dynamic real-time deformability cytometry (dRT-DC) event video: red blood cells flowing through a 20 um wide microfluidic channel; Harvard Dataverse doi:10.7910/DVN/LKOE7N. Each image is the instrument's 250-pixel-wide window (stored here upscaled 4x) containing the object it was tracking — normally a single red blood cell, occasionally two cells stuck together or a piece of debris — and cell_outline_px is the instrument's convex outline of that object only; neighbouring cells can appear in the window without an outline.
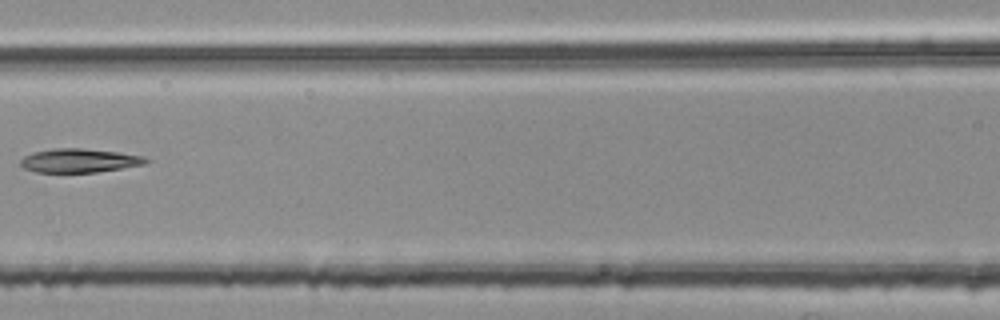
{"species": "common noctule bat (a hibernating species)", "species_latin": "Nyctalus noctula", "temperature_condition": "room temperature", "stored_images_in_passage": 6, "camera_frame_rate_fps": 3000, "um_per_image_px": 0.085, "animal": {"sex": "female", "body_mass_g": 25.1}, "frame": {"image": 1, "passage_image": 6, "time_ms": 1.667, "image_size_px": [1000, 320], "cell_outline_px": [[148, 160], [144, 164], [96, 172], [36, 172], [24, 168], [20, 164], [20, 160], [24, 156], [32, 152], [56, 148], [84, 148], [116, 152], [144, 156]], "centroid_in_image_um": [6.69, 13.64], "position_along_channel_um": 159.9, "area_um2": 17.22}}